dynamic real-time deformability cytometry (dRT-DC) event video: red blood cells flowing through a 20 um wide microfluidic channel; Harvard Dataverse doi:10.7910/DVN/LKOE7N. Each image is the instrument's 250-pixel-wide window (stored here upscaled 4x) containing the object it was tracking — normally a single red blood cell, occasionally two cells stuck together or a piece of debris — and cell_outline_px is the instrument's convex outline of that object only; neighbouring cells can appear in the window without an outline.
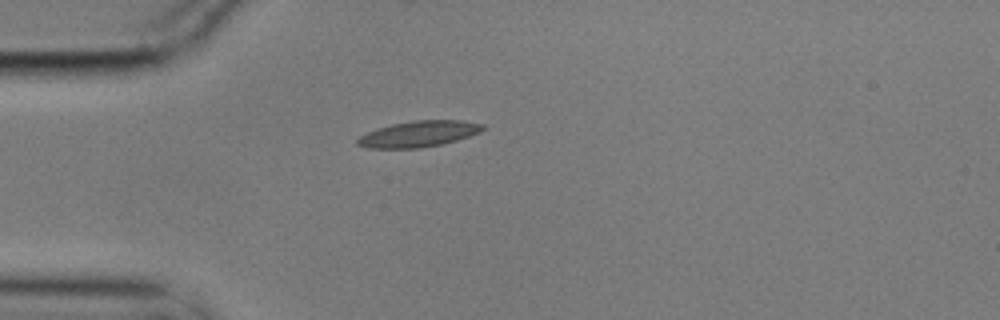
{"species": "common noctule bat (a hibernating species)", "species_latin": "Nyctalus noctula", "temperature_condition": "cold", "stored_images_in_passage": 5, "camera_frame_rate_fps": 3000, "um_per_image_px": 0.085, "animal": {"sex": "male", "body_mass_g": 17.9}, "frame": {"image": 1, "passage_image": 5, "time_ms": 1.333, "image_size_px": [1000, 320], "cell_outline_px": [[488, 128], [480, 132], [456, 140], [440, 144], [420, 148], [368, 148], [356, 144], [356, 140], [360, 136], [368, 132], [392, 124], [412, 120], [460, 120], [484, 124]], "centroid_in_image_um": [35.62, 11.38], "position_along_channel_um": 49.4, "area_um2": 18.9}}